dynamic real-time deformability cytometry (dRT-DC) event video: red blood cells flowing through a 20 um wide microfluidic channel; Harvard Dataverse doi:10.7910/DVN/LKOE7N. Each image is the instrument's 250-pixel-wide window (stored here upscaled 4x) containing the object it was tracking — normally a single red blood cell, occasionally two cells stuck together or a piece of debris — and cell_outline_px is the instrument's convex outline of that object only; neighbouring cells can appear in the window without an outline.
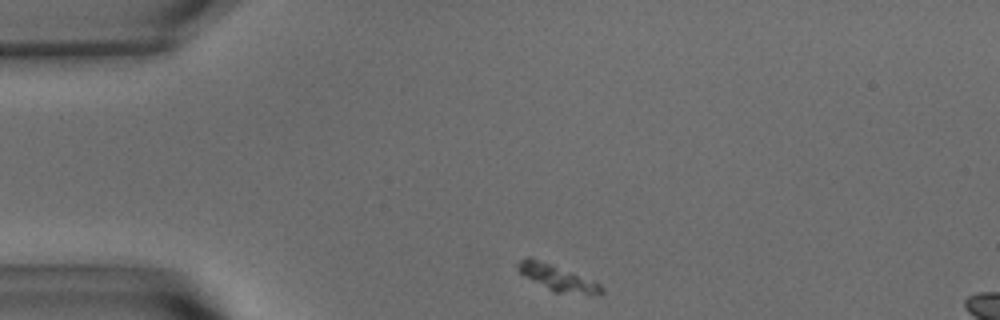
{"species": "common noctule bat (a hibernating species)", "species_latin": "Nyctalus noctula", "temperature_condition": "warm", "stored_images_in_passage": 46, "camera_frame_rate_fps": 3000, "um_per_image_px": 0.085, "animal": {"sex": "male", "body_mass_g": 15.6}, "frame": {"image": 1, "passage_image": 1, "time_ms": 0.0, "image_size_px": [1000, 320], "cell_outline_px": [[604, 292], [552, 292], [524, 276], [516, 268], [516, 264], [520, 260], [528, 256], [552, 264], [592, 280], [600, 284], [604, 288]], "centroid_in_image_um": [47.26, 23.56], "position_along_channel_um": 37.7, "area_um2": 12.14}}
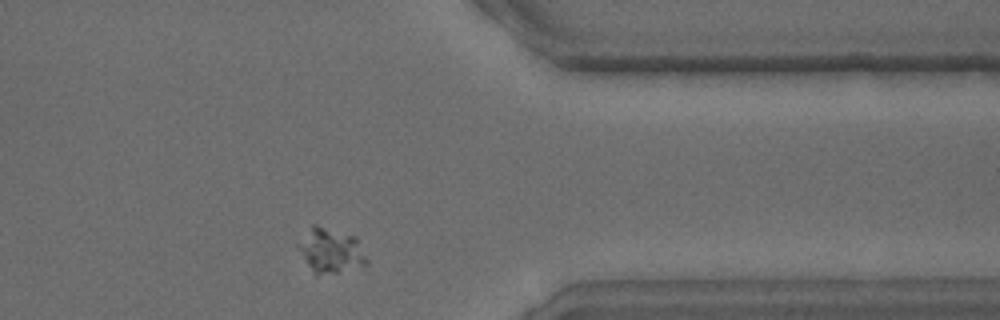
{"frame": {"image": 2, "passage_image": 35, "time_ms": 11.333, "image_size_px": [1000, 320], "cell_outline_px": [[368, 264], [336, 272], [316, 276], [308, 264], [296, 244], [312, 224], [316, 224], [356, 236], [368, 260]], "centroid_in_image_um": [28.11, 21.28], "position_along_channel_um": 383.3, "area_um2": 17.69}}
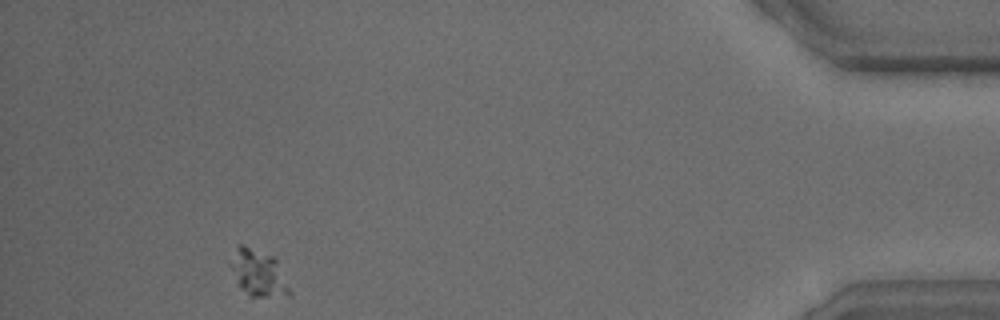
{"frame": {"image": 3, "passage_image": 42, "time_ms": 13.667, "image_size_px": [1000, 320], "cell_outline_px": [[292, 296], [248, 296], [240, 284], [228, 264], [236, 244], [244, 244], [272, 256], [276, 260], [292, 292]], "centroid_in_image_um": [21.95, 23.18], "position_along_channel_um": 413.3, "area_um2": 15.9}}